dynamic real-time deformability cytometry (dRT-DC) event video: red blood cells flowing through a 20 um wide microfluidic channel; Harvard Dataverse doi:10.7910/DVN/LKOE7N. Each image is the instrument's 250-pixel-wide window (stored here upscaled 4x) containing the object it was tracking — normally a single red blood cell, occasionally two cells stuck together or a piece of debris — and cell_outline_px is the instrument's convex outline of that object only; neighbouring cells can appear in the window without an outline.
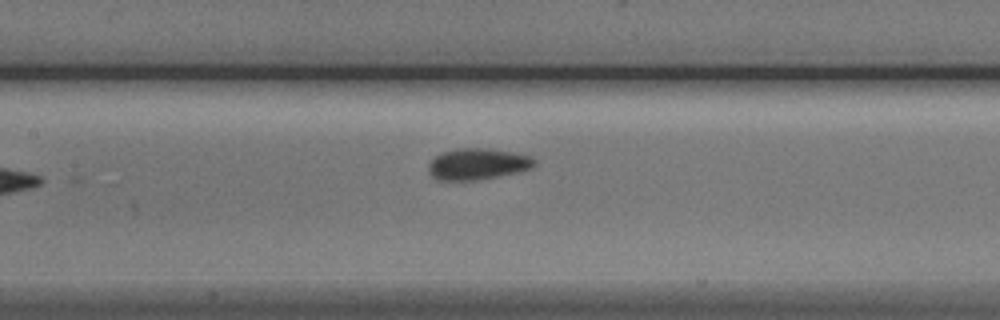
{"species": "Egyptian fruit bat (a non-hibernating species)", "species_latin": "Rousettus aegyptiacus", "temperature_condition": "cold", "stored_images_in_passage": 9, "segment_of_instrument_passage": [2, 3], "camera_frame_rate_fps": 3000, "um_per_image_px": 0.085, "animal": {"sex": "male"}, "frame": {"image": 1, "passage_image": 8, "time_ms": 8.333, "image_size_px": [1000, 320], "cell_outline_px": [[536, 164], [532, 168], [520, 172], [476, 180], [436, 180], [428, 172], [428, 164], [440, 152], [456, 148], [488, 148], [532, 156], [536, 160]], "centroid_in_image_um": [40.59, 13.94], "position_along_channel_um": 166.8, "area_um2": 19.54}}